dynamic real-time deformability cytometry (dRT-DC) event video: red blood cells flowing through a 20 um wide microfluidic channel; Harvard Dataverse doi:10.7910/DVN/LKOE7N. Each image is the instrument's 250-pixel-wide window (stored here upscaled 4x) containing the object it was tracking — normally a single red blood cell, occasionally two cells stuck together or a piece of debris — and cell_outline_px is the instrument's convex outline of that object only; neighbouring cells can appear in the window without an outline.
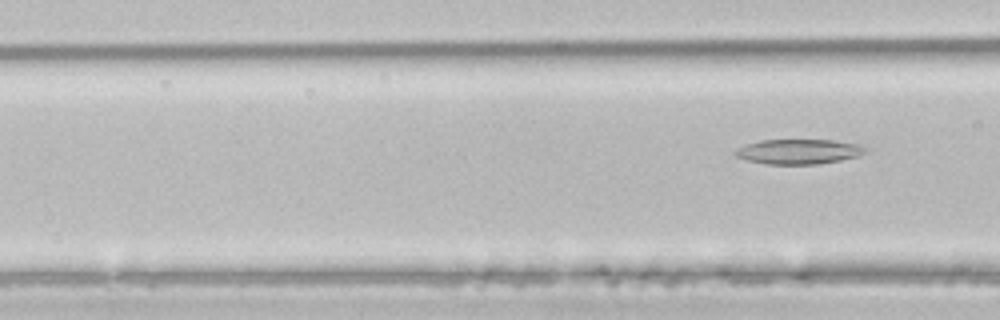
{"species": "common noctule bat (a hibernating species)", "species_latin": "Nyctalus noctula", "temperature_condition": "room temperature", "stored_images_in_passage": 3, "camera_frame_rate_fps": 3000, "um_per_image_px": 0.085, "animal": {"sex": "male", "body_mass_g": 21.5, "forearm_length_mm": 52.0}, "frame": {"image": 1, "passage_image": 3, "time_ms": 0.667, "image_size_px": [1000, 320], "cell_outline_px": [[868, 152], [856, 156], [840, 160], [820, 164], [768, 164], [748, 160], [736, 156], [732, 152], [736, 148], [760, 140], [832, 140], [856, 144], [864, 148]], "centroid_in_image_um": [67.85, 12.88], "position_along_channel_um": 98.8, "area_um2": 18.67}}